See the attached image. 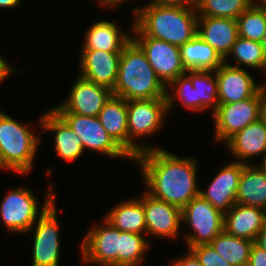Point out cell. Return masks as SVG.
Here are the masks:
<instances>
[{"mask_svg": "<svg viewBox=\"0 0 266 266\" xmlns=\"http://www.w3.org/2000/svg\"><path fill=\"white\" fill-rule=\"evenodd\" d=\"M141 171L146 192L181 210L199 196L198 158L181 157L164 148L141 152L134 160Z\"/></svg>", "mask_w": 266, "mask_h": 266, "instance_id": "obj_1", "label": "cell"}, {"mask_svg": "<svg viewBox=\"0 0 266 266\" xmlns=\"http://www.w3.org/2000/svg\"><path fill=\"white\" fill-rule=\"evenodd\" d=\"M131 11L133 25L144 36L180 47L197 34L196 6H159L148 2Z\"/></svg>", "mask_w": 266, "mask_h": 266, "instance_id": "obj_2", "label": "cell"}, {"mask_svg": "<svg viewBox=\"0 0 266 266\" xmlns=\"http://www.w3.org/2000/svg\"><path fill=\"white\" fill-rule=\"evenodd\" d=\"M113 95L128 100L166 97V86L157 77L145 52L131 39L121 52Z\"/></svg>", "mask_w": 266, "mask_h": 266, "instance_id": "obj_3", "label": "cell"}, {"mask_svg": "<svg viewBox=\"0 0 266 266\" xmlns=\"http://www.w3.org/2000/svg\"><path fill=\"white\" fill-rule=\"evenodd\" d=\"M32 123L17 121L0 110V169L17 174H29L33 169L37 149L42 142L31 130Z\"/></svg>", "mask_w": 266, "mask_h": 266, "instance_id": "obj_4", "label": "cell"}, {"mask_svg": "<svg viewBox=\"0 0 266 266\" xmlns=\"http://www.w3.org/2000/svg\"><path fill=\"white\" fill-rule=\"evenodd\" d=\"M128 134L129 156L134 160L141 152L162 148L145 141L139 144L137 139L149 138L161 132L165 126V118L168 112L167 97L154 99L128 100Z\"/></svg>", "mask_w": 266, "mask_h": 266, "instance_id": "obj_5", "label": "cell"}, {"mask_svg": "<svg viewBox=\"0 0 266 266\" xmlns=\"http://www.w3.org/2000/svg\"><path fill=\"white\" fill-rule=\"evenodd\" d=\"M42 206L30 188L15 187L0 202V218L8 233L26 234L38 218L55 201L54 187L49 184ZM41 207V208H40Z\"/></svg>", "mask_w": 266, "mask_h": 266, "instance_id": "obj_6", "label": "cell"}, {"mask_svg": "<svg viewBox=\"0 0 266 266\" xmlns=\"http://www.w3.org/2000/svg\"><path fill=\"white\" fill-rule=\"evenodd\" d=\"M266 85L253 97L231 104H219L211 118L214 122V141L223 145L237 132L261 118Z\"/></svg>", "mask_w": 266, "mask_h": 266, "instance_id": "obj_7", "label": "cell"}, {"mask_svg": "<svg viewBox=\"0 0 266 266\" xmlns=\"http://www.w3.org/2000/svg\"><path fill=\"white\" fill-rule=\"evenodd\" d=\"M181 221L191 230V233L187 231L183 236L187 249L210 244L224 230V214L200 195L181 210Z\"/></svg>", "mask_w": 266, "mask_h": 266, "instance_id": "obj_8", "label": "cell"}, {"mask_svg": "<svg viewBox=\"0 0 266 266\" xmlns=\"http://www.w3.org/2000/svg\"><path fill=\"white\" fill-rule=\"evenodd\" d=\"M54 201L28 231L34 234L32 266H60L61 238L58 209Z\"/></svg>", "mask_w": 266, "mask_h": 266, "instance_id": "obj_9", "label": "cell"}, {"mask_svg": "<svg viewBox=\"0 0 266 266\" xmlns=\"http://www.w3.org/2000/svg\"><path fill=\"white\" fill-rule=\"evenodd\" d=\"M131 25L132 39L145 52L149 64L166 87L178 76L186 73L178 46L144 36L133 23Z\"/></svg>", "mask_w": 266, "mask_h": 266, "instance_id": "obj_10", "label": "cell"}, {"mask_svg": "<svg viewBox=\"0 0 266 266\" xmlns=\"http://www.w3.org/2000/svg\"><path fill=\"white\" fill-rule=\"evenodd\" d=\"M80 255L85 264L118 266L120 230L104 218L102 223H93L80 243Z\"/></svg>", "mask_w": 266, "mask_h": 266, "instance_id": "obj_11", "label": "cell"}, {"mask_svg": "<svg viewBox=\"0 0 266 266\" xmlns=\"http://www.w3.org/2000/svg\"><path fill=\"white\" fill-rule=\"evenodd\" d=\"M80 137L84 151L103 154L107 158L133 159L113 140L100 123L98 116H82L75 113H57Z\"/></svg>", "mask_w": 266, "mask_h": 266, "instance_id": "obj_12", "label": "cell"}, {"mask_svg": "<svg viewBox=\"0 0 266 266\" xmlns=\"http://www.w3.org/2000/svg\"><path fill=\"white\" fill-rule=\"evenodd\" d=\"M112 95L110 88L78 75L71 85L66 99L52 109L56 113H75L96 117Z\"/></svg>", "mask_w": 266, "mask_h": 266, "instance_id": "obj_13", "label": "cell"}, {"mask_svg": "<svg viewBox=\"0 0 266 266\" xmlns=\"http://www.w3.org/2000/svg\"><path fill=\"white\" fill-rule=\"evenodd\" d=\"M145 211L146 236L175 239L180 236L182 226L181 209L165 201L154 198L142 191Z\"/></svg>", "mask_w": 266, "mask_h": 266, "instance_id": "obj_14", "label": "cell"}, {"mask_svg": "<svg viewBox=\"0 0 266 266\" xmlns=\"http://www.w3.org/2000/svg\"><path fill=\"white\" fill-rule=\"evenodd\" d=\"M248 70L225 62L215 70L219 104H231L251 98L266 85V82L257 83Z\"/></svg>", "mask_w": 266, "mask_h": 266, "instance_id": "obj_15", "label": "cell"}, {"mask_svg": "<svg viewBox=\"0 0 266 266\" xmlns=\"http://www.w3.org/2000/svg\"><path fill=\"white\" fill-rule=\"evenodd\" d=\"M245 165L241 162L231 161L223 166L213 176L206 189H199V195L225 215L236 203L241 172Z\"/></svg>", "mask_w": 266, "mask_h": 266, "instance_id": "obj_16", "label": "cell"}, {"mask_svg": "<svg viewBox=\"0 0 266 266\" xmlns=\"http://www.w3.org/2000/svg\"><path fill=\"white\" fill-rule=\"evenodd\" d=\"M79 54V75L113 90L118 78L121 52L81 50Z\"/></svg>", "mask_w": 266, "mask_h": 266, "instance_id": "obj_17", "label": "cell"}, {"mask_svg": "<svg viewBox=\"0 0 266 266\" xmlns=\"http://www.w3.org/2000/svg\"><path fill=\"white\" fill-rule=\"evenodd\" d=\"M39 130L51 132L53 134L54 151L59 158L68 163L76 161L84 154V149L80 137L70 128V126L53 110L40 113Z\"/></svg>", "mask_w": 266, "mask_h": 266, "instance_id": "obj_18", "label": "cell"}, {"mask_svg": "<svg viewBox=\"0 0 266 266\" xmlns=\"http://www.w3.org/2000/svg\"><path fill=\"white\" fill-rule=\"evenodd\" d=\"M233 161L250 164L252 158L266 156V124L260 118L237 132L225 144ZM263 155V156H262ZM250 160V161H248Z\"/></svg>", "mask_w": 266, "mask_h": 266, "instance_id": "obj_19", "label": "cell"}, {"mask_svg": "<svg viewBox=\"0 0 266 266\" xmlns=\"http://www.w3.org/2000/svg\"><path fill=\"white\" fill-rule=\"evenodd\" d=\"M197 34L225 59L239 37L237 20L198 16Z\"/></svg>", "mask_w": 266, "mask_h": 266, "instance_id": "obj_20", "label": "cell"}, {"mask_svg": "<svg viewBox=\"0 0 266 266\" xmlns=\"http://www.w3.org/2000/svg\"><path fill=\"white\" fill-rule=\"evenodd\" d=\"M127 31L118 27L116 22L98 20L88 27L80 49L122 52L123 47L132 39V33Z\"/></svg>", "mask_w": 266, "mask_h": 266, "instance_id": "obj_21", "label": "cell"}, {"mask_svg": "<svg viewBox=\"0 0 266 266\" xmlns=\"http://www.w3.org/2000/svg\"><path fill=\"white\" fill-rule=\"evenodd\" d=\"M265 221V210L235 203L224 215V230L232 236L254 242Z\"/></svg>", "mask_w": 266, "mask_h": 266, "instance_id": "obj_22", "label": "cell"}, {"mask_svg": "<svg viewBox=\"0 0 266 266\" xmlns=\"http://www.w3.org/2000/svg\"><path fill=\"white\" fill-rule=\"evenodd\" d=\"M98 118L106 132L129 155L127 101L112 95L99 112Z\"/></svg>", "mask_w": 266, "mask_h": 266, "instance_id": "obj_23", "label": "cell"}, {"mask_svg": "<svg viewBox=\"0 0 266 266\" xmlns=\"http://www.w3.org/2000/svg\"><path fill=\"white\" fill-rule=\"evenodd\" d=\"M103 218L120 231L146 234L142 195L118 202Z\"/></svg>", "mask_w": 266, "mask_h": 266, "instance_id": "obj_24", "label": "cell"}, {"mask_svg": "<svg viewBox=\"0 0 266 266\" xmlns=\"http://www.w3.org/2000/svg\"><path fill=\"white\" fill-rule=\"evenodd\" d=\"M179 49L186 71H215L224 63L221 55L198 34Z\"/></svg>", "mask_w": 266, "mask_h": 266, "instance_id": "obj_25", "label": "cell"}, {"mask_svg": "<svg viewBox=\"0 0 266 266\" xmlns=\"http://www.w3.org/2000/svg\"><path fill=\"white\" fill-rule=\"evenodd\" d=\"M255 165L248 164L242 169L236 204L258 207L266 211V175L257 163Z\"/></svg>", "mask_w": 266, "mask_h": 266, "instance_id": "obj_26", "label": "cell"}, {"mask_svg": "<svg viewBox=\"0 0 266 266\" xmlns=\"http://www.w3.org/2000/svg\"><path fill=\"white\" fill-rule=\"evenodd\" d=\"M229 58L233 60L234 64ZM224 62L234 67L266 72V61L261 43L241 37L237 38Z\"/></svg>", "mask_w": 266, "mask_h": 266, "instance_id": "obj_27", "label": "cell"}, {"mask_svg": "<svg viewBox=\"0 0 266 266\" xmlns=\"http://www.w3.org/2000/svg\"><path fill=\"white\" fill-rule=\"evenodd\" d=\"M253 241L220 232L210 243L215 251L232 266H247Z\"/></svg>", "mask_w": 266, "mask_h": 266, "instance_id": "obj_28", "label": "cell"}, {"mask_svg": "<svg viewBox=\"0 0 266 266\" xmlns=\"http://www.w3.org/2000/svg\"><path fill=\"white\" fill-rule=\"evenodd\" d=\"M196 89V112L210 109V113L218 108V90L215 71H186Z\"/></svg>", "mask_w": 266, "mask_h": 266, "instance_id": "obj_29", "label": "cell"}, {"mask_svg": "<svg viewBox=\"0 0 266 266\" xmlns=\"http://www.w3.org/2000/svg\"><path fill=\"white\" fill-rule=\"evenodd\" d=\"M150 247L146 234L120 231L118 266H141Z\"/></svg>", "mask_w": 266, "mask_h": 266, "instance_id": "obj_30", "label": "cell"}, {"mask_svg": "<svg viewBox=\"0 0 266 266\" xmlns=\"http://www.w3.org/2000/svg\"><path fill=\"white\" fill-rule=\"evenodd\" d=\"M252 5L251 0H197L198 16L237 19Z\"/></svg>", "mask_w": 266, "mask_h": 266, "instance_id": "obj_31", "label": "cell"}, {"mask_svg": "<svg viewBox=\"0 0 266 266\" xmlns=\"http://www.w3.org/2000/svg\"><path fill=\"white\" fill-rule=\"evenodd\" d=\"M236 20L239 37L261 42L266 28V9L251 5Z\"/></svg>", "mask_w": 266, "mask_h": 266, "instance_id": "obj_32", "label": "cell"}, {"mask_svg": "<svg viewBox=\"0 0 266 266\" xmlns=\"http://www.w3.org/2000/svg\"><path fill=\"white\" fill-rule=\"evenodd\" d=\"M166 97L169 113L178 101L187 110L196 112V89L186 74L178 76L166 87Z\"/></svg>", "mask_w": 266, "mask_h": 266, "instance_id": "obj_33", "label": "cell"}, {"mask_svg": "<svg viewBox=\"0 0 266 266\" xmlns=\"http://www.w3.org/2000/svg\"><path fill=\"white\" fill-rule=\"evenodd\" d=\"M190 250L195 254L202 266H232L210 244H200L191 247Z\"/></svg>", "mask_w": 266, "mask_h": 266, "instance_id": "obj_34", "label": "cell"}, {"mask_svg": "<svg viewBox=\"0 0 266 266\" xmlns=\"http://www.w3.org/2000/svg\"><path fill=\"white\" fill-rule=\"evenodd\" d=\"M187 250L188 253H185V255L173 258L170 261V266H202L195 254L190 249Z\"/></svg>", "mask_w": 266, "mask_h": 266, "instance_id": "obj_35", "label": "cell"}, {"mask_svg": "<svg viewBox=\"0 0 266 266\" xmlns=\"http://www.w3.org/2000/svg\"><path fill=\"white\" fill-rule=\"evenodd\" d=\"M247 266H266V251L260 248L254 242L251 247Z\"/></svg>", "mask_w": 266, "mask_h": 266, "instance_id": "obj_36", "label": "cell"}, {"mask_svg": "<svg viewBox=\"0 0 266 266\" xmlns=\"http://www.w3.org/2000/svg\"><path fill=\"white\" fill-rule=\"evenodd\" d=\"M13 67V65L10 66L9 62L5 60L4 55L2 56L0 54V83L6 79H8L10 76L14 75L15 73H19V70Z\"/></svg>", "mask_w": 266, "mask_h": 266, "instance_id": "obj_37", "label": "cell"}, {"mask_svg": "<svg viewBox=\"0 0 266 266\" xmlns=\"http://www.w3.org/2000/svg\"><path fill=\"white\" fill-rule=\"evenodd\" d=\"M197 0H150L152 4L159 6L190 7L196 6Z\"/></svg>", "mask_w": 266, "mask_h": 266, "instance_id": "obj_38", "label": "cell"}, {"mask_svg": "<svg viewBox=\"0 0 266 266\" xmlns=\"http://www.w3.org/2000/svg\"><path fill=\"white\" fill-rule=\"evenodd\" d=\"M254 243L266 251V221L263 228L258 232Z\"/></svg>", "mask_w": 266, "mask_h": 266, "instance_id": "obj_39", "label": "cell"}, {"mask_svg": "<svg viewBox=\"0 0 266 266\" xmlns=\"http://www.w3.org/2000/svg\"><path fill=\"white\" fill-rule=\"evenodd\" d=\"M22 0H0V8L2 9H16L22 5Z\"/></svg>", "mask_w": 266, "mask_h": 266, "instance_id": "obj_40", "label": "cell"}, {"mask_svg": "<svg viewBox=\"0 0 266 266\" xmlns=\"http://www.w3.org/2000/svg\"><path fill=\"white\" fill-rule=\"evenodd\" d=\"M129 0H101V7H105V8H118L120 7V5L122 6V4H124L125 2H127ZM118 6V7H117Z\"/></svg>", "mask_w": 266, "mask_h": 266, "instance_id": "obj_41", "label": "cell"}, {"mask_svg": "<svg viewBox=\"0 0 266 266\" xmlns=\"http://www.w3.org/2000/svg\"><path fill=\"white\" fill-rule=\"evenodd\" d=\"M252 6L266 9V0H251Z\"/></svg>", "mask_w": 266, "mask_h": 266, "instance_id": "obj_42", "label": "cell"}, {"mask_svg": "<svg viewBox=\"0 0 266 266\" xmlns=\"http://www.w3.org/2000/svg\"><path fill=\"white\" fill-rule=\"evenodd\" d=\"M261 119L266 124V94L264 95V98H263V103H262V108H261Z\"/></svg>", "mask_w": 266, "mask_h": 266, "instance_id": "obj_43", "label": "cell"}, {"mask_svg": "<svg viewBox=\"0 0 266 266\" xmlns=\"http://www.w3.org/2000/svg\"><path fill=\"white\" fill-rule=\"evenodd\" d=\"M260 43H261V47H262L263 54H264L265 61H266V28H265V32L263 34V37Z\"/></svg>", "mask_w": 266, "mask_h": 266, "instance_id": "obj_44", "label": "cell"}, {"mask_svg": "<svg viewBox=\"0 0 266 266\" xmlns=\"http://www.w3.org/2000/svg\"><path fill=\"white\" fill-rule=\"evenodd\" d=\"M257 165L260 167V169L266 175V156L264 158H261V163L259 162Z\"/></svg>", "mask_w": 266, "mask_h": 266, "instance_id": "obj_45", "label": "cell"}, {"mask_svg": "<svg viewBox=\"0 0 266 266\" xmlns=\"http://www.w3.org/2000/svg\"><path fill=\"white\" fill-rule=\"evenodd\" d=\"M97 4H99V6H101V0H97Z\"/></svg>", "mask_w": 266, "mask_h": 266, "instance_id": "obj_46", "label": "cell"}]
</instances>
